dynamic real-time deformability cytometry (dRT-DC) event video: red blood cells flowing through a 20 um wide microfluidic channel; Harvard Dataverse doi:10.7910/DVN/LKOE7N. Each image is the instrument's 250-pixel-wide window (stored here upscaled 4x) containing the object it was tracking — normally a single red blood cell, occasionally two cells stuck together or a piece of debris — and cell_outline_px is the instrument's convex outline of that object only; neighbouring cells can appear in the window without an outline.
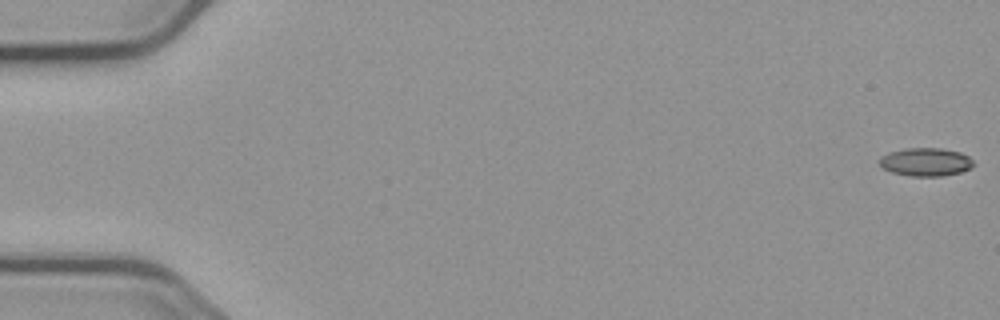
{"species": "common noctule bat (a hibernating species)", "species_latin": "Nyctalus noctula", "temperature_condition": "cold", "stored_images_in_passage": 15, "camera_frame_rate_fps": 3000, "um_per_image_px": 0.085, "animal": {"sex": "male", "body_mass_g": 23.1, "forearm_length_mm": 52.7}, "frame": {"image": 1, "passage_image": 1, "time_ms": 0.0, "image_size_px": [1000, 320], "cell_outline_px": [[972, 168], [960, 172], [940, 176], [912, 176], [892, 172], [884, 168], [880, 164], [880, 156], [904, 148], [940, 148], [960, 152], [968, 156], [972, 160]], "centroid_in_image_um": [78.69, 13.76], "position_along_channel_um": 6.3, "area_um2": 15.26}}